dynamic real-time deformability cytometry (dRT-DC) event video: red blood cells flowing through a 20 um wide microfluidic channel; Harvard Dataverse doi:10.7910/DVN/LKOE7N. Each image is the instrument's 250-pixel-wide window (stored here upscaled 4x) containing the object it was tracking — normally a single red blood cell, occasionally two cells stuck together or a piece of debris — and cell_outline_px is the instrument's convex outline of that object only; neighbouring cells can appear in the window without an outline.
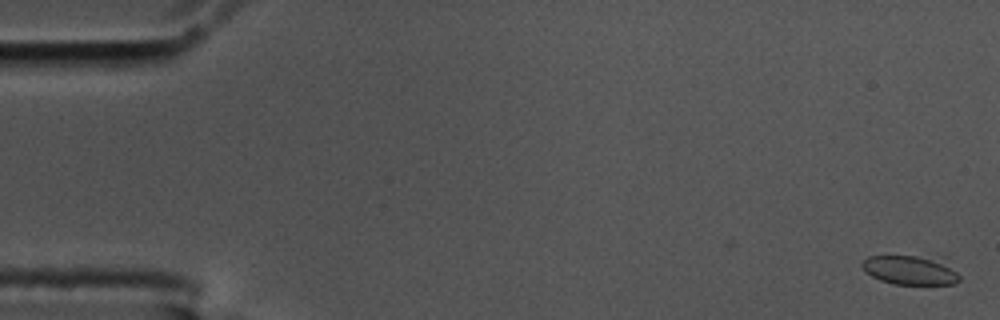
{"species": "common noctule bat (a hibernating species)", "species_latin": "Nyctalus noctula", "temperature_condition": "cold", "stored_images_in_passage": 9, "camera_frame_rate_fps": 3000, "um_per_image_px": 0.085, "animal": {"sex": "male", "body_mass_g": 17.5, "forearm_length_mm": 52.3}, "frame": {"image": 1, "passage_image": 2, "time_ms": 0.333, "image_size_px": [1000, 320], "cell_outline_px": [[960, 280], [956, 284], [892, 284], [880, 280], [872, 276], [860, 264], [868, 256], [944, 256], [960, 276]], "centroid_in_image_um": [77.49, 22.93], "position_along_channel_um": 7.5, "area_um2": 17.05}}